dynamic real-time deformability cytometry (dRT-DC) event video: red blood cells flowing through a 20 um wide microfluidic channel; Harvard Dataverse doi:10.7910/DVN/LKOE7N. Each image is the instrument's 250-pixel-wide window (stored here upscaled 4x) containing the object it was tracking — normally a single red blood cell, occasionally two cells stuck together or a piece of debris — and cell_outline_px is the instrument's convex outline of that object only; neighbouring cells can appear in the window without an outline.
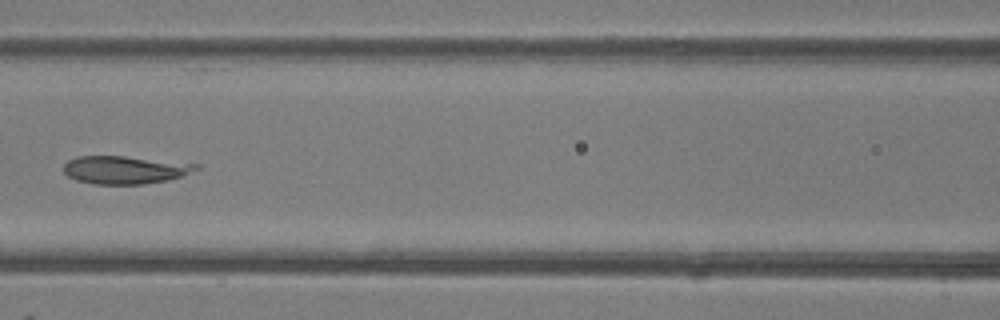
{"species": "common noctule bat (a hibernating species)", "species_latin": "Nyctalus noctula", "temperature_condition": "room temperature", "stored_images_in_passage": 7, "camera_frame_rate_fps": 3000, "um_per_image_px": 0.085, "animal": {"sex": "female"}, "frame": {"image": 1, "passage_image": 7, "time_ms": 7.0, "image_size_px": [1000, 320], "cell_outline_px": [[200, 168], [184, 176], [168, 180], [144, 184], [92, 184], [76, 180], [68, 176], [64, 172], [64, 164], [68, 160], [76, 156], [124, 156], [200, 164]], "centroid_in_image_um": [10.64, 14.44], "position_along_channel_um": 156.0, "area_um2": 21.73}}